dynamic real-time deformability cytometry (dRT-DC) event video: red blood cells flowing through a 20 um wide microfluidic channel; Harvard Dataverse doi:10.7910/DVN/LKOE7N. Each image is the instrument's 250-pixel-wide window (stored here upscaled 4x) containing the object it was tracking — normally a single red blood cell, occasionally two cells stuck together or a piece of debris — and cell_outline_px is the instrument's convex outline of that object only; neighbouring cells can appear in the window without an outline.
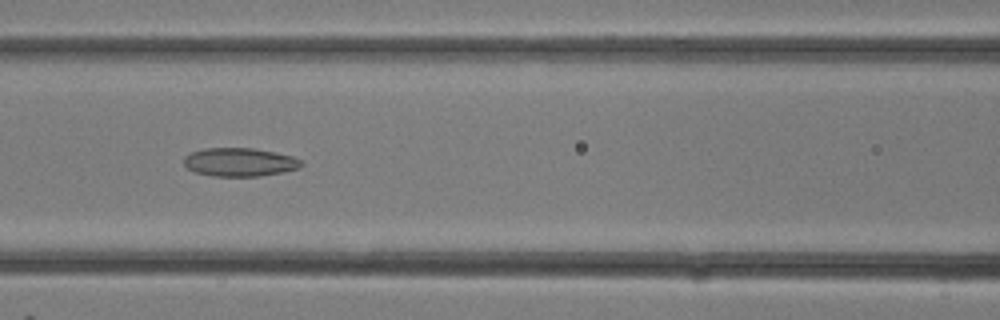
{"species": "common noctule bat (a hibernating species)", "species_latin": "Nyctalus noctula", "temperature_condition": "room temperature", "stored_images_in_passage": 19, "camera_frame_rate_fps": 3000, "um_per_image_px": 0.085, "animal": {"sex": "female"}, "frame": {"image": 1, "passage_image": 12, "time_ms": 3.667, "image_size_px": [1000, 320], "cell_outline_px": [[304, 164], [300, 168], [284, 172], [260, 176], [212, 176], [196, 172], [188, 168], [184, 164], [184, 156], [192, 152], [204, 148], [252, 148], [292, 156], [300, 160]], "centroid_in_image_um": [20.38, 13.78], "position_along_channel_um": 146.2, "area_um2": 19.42}}
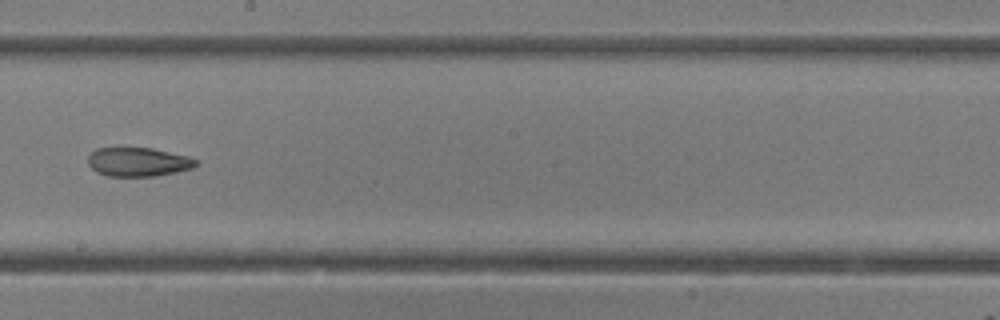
{"frame": {"image": 2, "passage_image": 16, "time_ms": 5.0, "image_size_px": [1000, 320], "cell_outline_px": [[200, 164], [192, 168], [176, 172], [156, 176], [108, 176], [96, 172], [88, 164], [88, 156], [96, 148], [152, 148], [188, 156], [200, 160]], "centroid_in_image_um": [11.78, 13.77], "position_along_channel_um": 236.4, "area_um2": 18.32}}
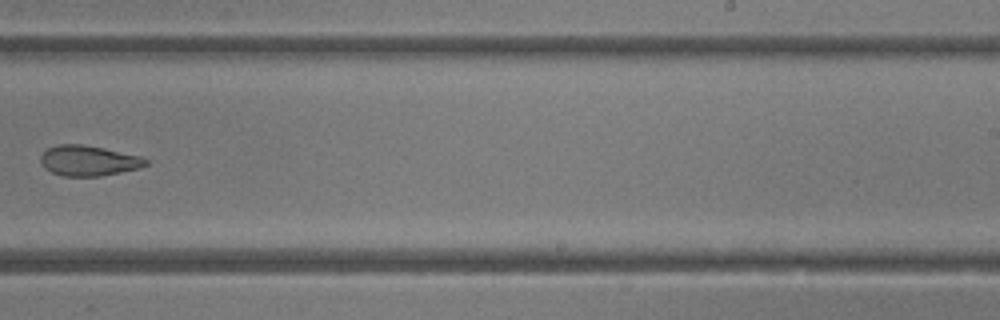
{"frame": {"image": 3, "passage_image": 18, "time_ms": 5.667, "image_size_px": [1000, 320], "cell_outline_px": [[148, 164], [140, 168], [100, 176], [64, 176], [52, 172], [44, 168], [40, 160], [40, 156], [48, 148], [56, 144], [80, 144], [104, 148], [140, 156], [148, 160]], "centroid_in_image_um": [7.52, 13.65], "position_along_channel_um": 281.5, "area_um2": 18.55}}